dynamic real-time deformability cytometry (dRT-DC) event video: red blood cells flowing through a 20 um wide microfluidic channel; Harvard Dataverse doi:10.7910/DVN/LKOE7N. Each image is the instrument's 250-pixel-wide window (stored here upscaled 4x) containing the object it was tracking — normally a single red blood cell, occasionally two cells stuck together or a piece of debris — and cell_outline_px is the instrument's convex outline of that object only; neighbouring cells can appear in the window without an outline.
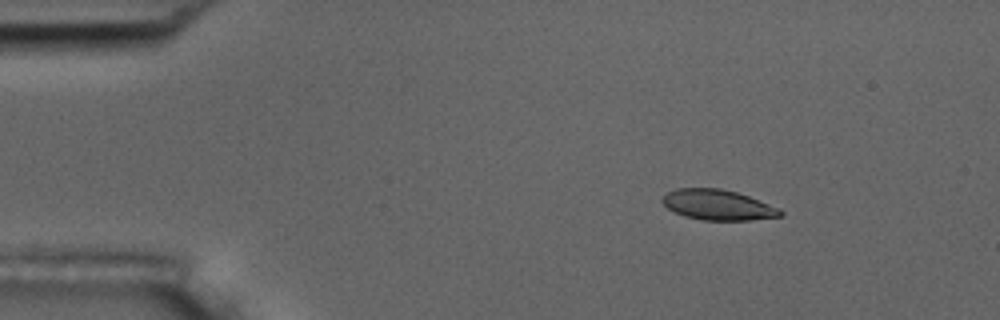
{"species": "common noctule bat (a hibernating species)", "species_latin": "Nyctalus noctula", "temperature_condition": "room temperature", "stored_images_in_passage": 6, "segment_of_instrument_passage": [1, 2], "camera_frame_rate_fps": 3000, "um_per_image_px": 0.085, "animal": {"sex": "male", "body_mass_g": 17.5, "forearm_length_mm": 52.3}, "frame": {"image": 1, "passage_image": 3, "time_ms": 2.333, "image_size_px": [1000, 320], "cell_outline_px": [[784, 212], [780, 216], [752, 220], [704, 220], [684, 216], [668, 208], [660, 200], [668, 192], [676, 188], [720, 188], [736, 192], [748, 196], [780, 208]], "centroid_in_image_um": [61.02, 17.41], "position_along_channel_um": 24.0, "area_um2": 20.75}}